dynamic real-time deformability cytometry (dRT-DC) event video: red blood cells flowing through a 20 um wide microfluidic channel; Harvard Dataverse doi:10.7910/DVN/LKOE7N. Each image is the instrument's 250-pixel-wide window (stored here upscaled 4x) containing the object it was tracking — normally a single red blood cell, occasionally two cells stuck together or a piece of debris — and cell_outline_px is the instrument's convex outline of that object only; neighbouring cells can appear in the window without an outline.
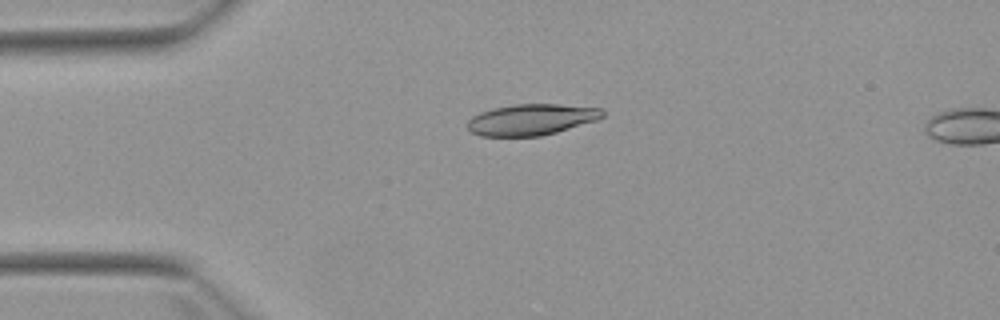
{"species": "Egyptian fruit bat (a non-hibernating species)", "species_latin": "Rousettus aegyptiacus", "temperature_condition": "warm", "stored_images_in_passage": 4, "camera_frame_rate_fps": 3000, "um_per_image_px": 0.085, "animal": {"sex": "female"}, "frame": {"image": 1, "passage_image": 1, "time_ms": 0.0, "image_size_px": [1000, 320], "cell_outline_px": [[604, 116], [596, 120], [556, 132], [540, 136], [480, 136], [472, 132], [468, 128], [468, 120], [472, 116], [480, 112], [492, 108], [512, 104], [560, 104], [604, 108]], "centroid_in_image_um": [45.17, 10.15], "position_along_channel_um": 39.8, "area_um2": 24.57}}
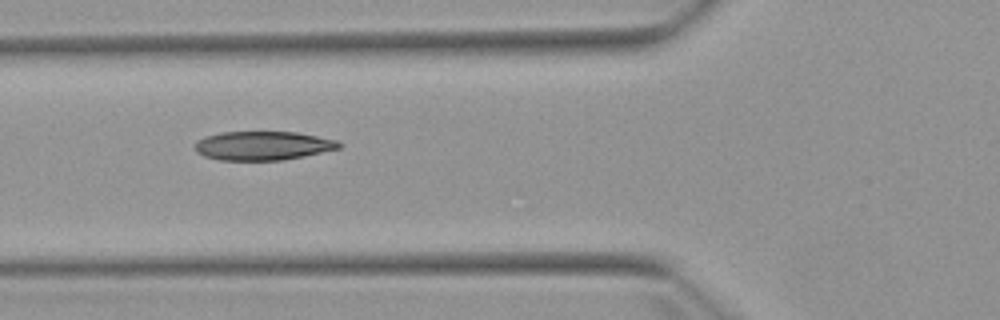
{"frame": {"image": 2, "passage_image": 3, "time_ms": 2.333, "image_size_px": [1000, 320], "cell_outline_px": [[344, 144], [340, 148], [304, 156], [284, 160], [220, 160], [204, 156], [196, 152], [196, 140], [204, 136], [220, 132], [296, 132], [336, 140]], "centroid_in_image_um": [22.33, 12.38], "position_along_channel_um": 103.5, "area_um2": 24.28}}
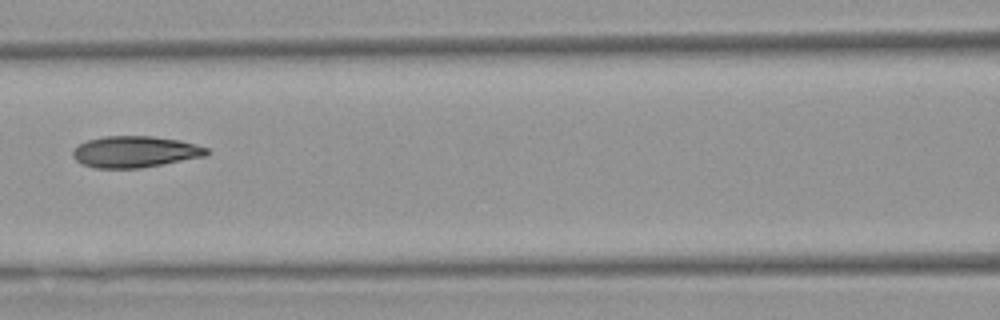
{"frame": {"image": 3, "passage_image": 4, "time_ms": 3.667, "image_size_px": [1000, 320], "cell_outline_px": [[208, 152], [204, 156], [140, 168], [96, 168], [80, 164], [72, 156], [72, 152], [80, 144], [88, 140], [104, 136], [152, 136], [180, 140], [196, 144], [208, 148]], "centroid_in_image_um": [11.45, 12.9], "position_along_channel_um": 155.1, "area_um2": 24.33}}